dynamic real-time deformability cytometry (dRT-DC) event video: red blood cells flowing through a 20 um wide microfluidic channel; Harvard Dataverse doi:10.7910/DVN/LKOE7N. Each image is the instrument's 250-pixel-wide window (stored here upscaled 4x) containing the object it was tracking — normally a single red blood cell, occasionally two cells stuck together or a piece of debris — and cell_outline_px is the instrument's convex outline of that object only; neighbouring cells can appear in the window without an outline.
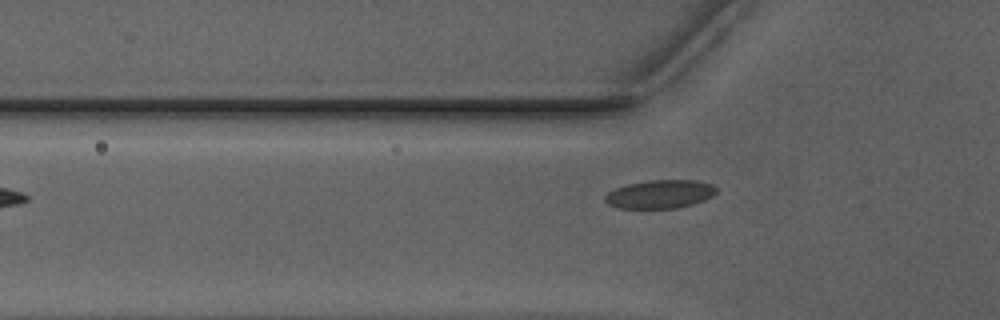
{"species": "Egyptian fruit bat (a non-hibernating species)", "species_latin": "Rousettus aegyptiacus", "temperature_condition": "warm", "stored_images_in_passage": 29, "camera_frame_rate_fps": 3000, "um_per_image_px": 0.085, "animal": {"sex": "male"}, "frame": {"image": 1, "passage_image": 3, "time_ms": 0.667, "image_size_px": [1000, 320], "cell_outline_px": [[716, 192], [712, 196], [704, 200], [692, 204], [676, 208], [616, 208], [608, 204], [604, 200], [604, 196], [608, 192], [616, 188], [628, 184], [648, 180], [696, 180], [712, 184], [716, 188]], "centroid_in_image_um": [56.08, 16.5], "position_along_channel_um": 69.7, "area_um2": 18.44}}
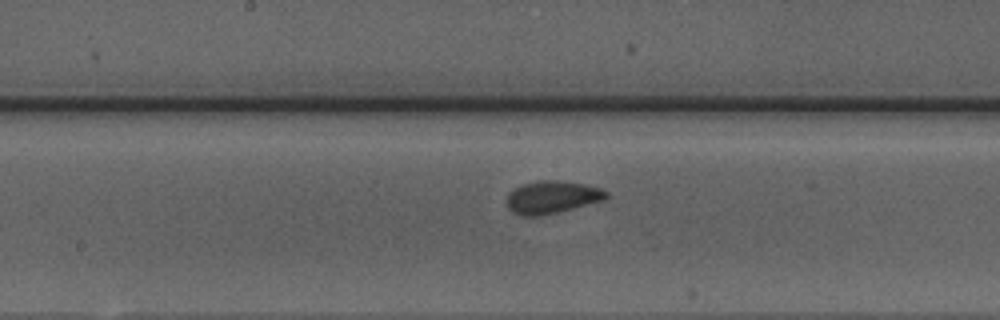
{"frame": {"image": 2, "passage_image": 13, "time_ms": 4.0, "image_size_px": [1000, 320], "cell_outline_px": [[608, 196], [604, 200], [560, 212], [540, 216], [520, 216], [512, 212], [508, 208], [508, 192], [524, 184], [540, 180], [556, 180], [584, 184], [600, 188], [608, 192]], "centroid_in_image_um": [46.93, 16.77], "position_along_channel_um": 201.3, "area_um2": 18.9}}
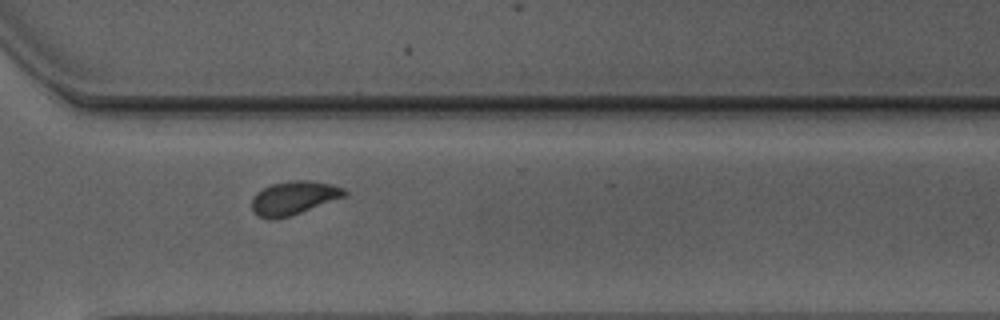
{"frame": {"image": 3, "passage_image": 24, "time_ms": 7.667, "image_size_px": [1000, 320], "cell_outline_px": [[348, 196], [276, 220], [268, 220], [256, 216], [252, 212], [252, 200], [256, 192], [272, 184], [292, 180], [308, 180], [332, 184], [344, 188], [348, 192]], "centroid_in_image_um": [24.97, 16.83], "position_along_channel_um": 345.6, "area_um2": 18.32}}